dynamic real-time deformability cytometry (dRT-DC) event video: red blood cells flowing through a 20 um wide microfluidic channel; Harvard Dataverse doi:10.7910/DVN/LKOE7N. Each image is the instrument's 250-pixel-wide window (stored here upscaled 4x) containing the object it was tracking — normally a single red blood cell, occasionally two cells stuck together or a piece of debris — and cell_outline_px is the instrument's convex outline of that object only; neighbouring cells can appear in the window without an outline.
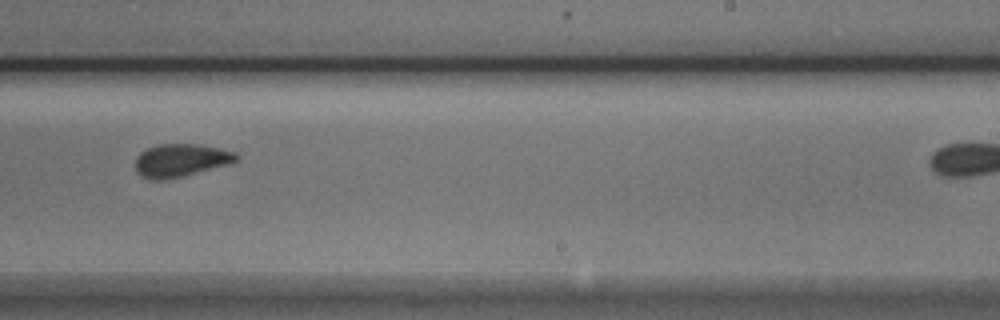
{"species": "Egyptian fruit bat (a non-hibernating species)", "species_latin": "Rousettus aegyptiacus", "temperature_condition": "cold", "stored_images_in_passage": 10, "camera_frame_rate_fps": 3000, "um_per_image_px": 0.085, "animal": {"sex": "male"}, "frame": {"image": 1, "passage_image": 9, "time_ms": 2.667, "image_size_px": [1000, 320], "cell_outline_px": [[240, 160], [228, 164], [164, 180], [152, 180], [140, 176], [136, 172], [136, 156], [140, 152], [148, 148], [160, 144], [200, 144], [220, 148], [236, 152], [240, 156]], "centroid_in_image_um": [15.37, 13.61], "position_along_channel_um": 273.6, "area_um2": 19.36}}